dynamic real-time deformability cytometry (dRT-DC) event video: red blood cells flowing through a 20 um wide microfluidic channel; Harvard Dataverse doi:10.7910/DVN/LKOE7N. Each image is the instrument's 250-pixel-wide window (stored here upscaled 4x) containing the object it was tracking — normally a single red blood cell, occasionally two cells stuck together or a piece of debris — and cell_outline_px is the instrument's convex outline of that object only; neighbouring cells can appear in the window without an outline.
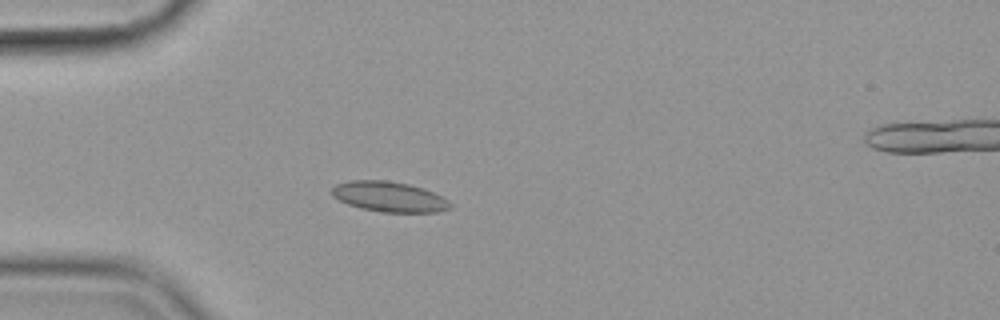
{"species": "common noctule bat (a hibernating species)", "species_latin": "Nyctalus noctula", "temperature_condition": "cold", "stored_images_in_passage": 39, "camera_frame_rate_fps": 3000, "um_per_image_px": 0.085, "animal": {"sex": "female", "body_mass_g": 19.9}, "frame": {"image": 1, "passage_image": 11, "time_ms": 3.333, "image_size_px": [1000, 320], "cell_outline_px": [[452, 208], [440, 212], [384, 212], [360, 208], [348, 204], [332, 196], [332, 188], [336, 184], [348, 180], [388, 180], [408, 184], [424, 188], [448, 200], [452, 204]], "centroid_in_image_um": [33.09, 16.72], "position_along_channel_um": 51.9, "area_um2": 20.92}}
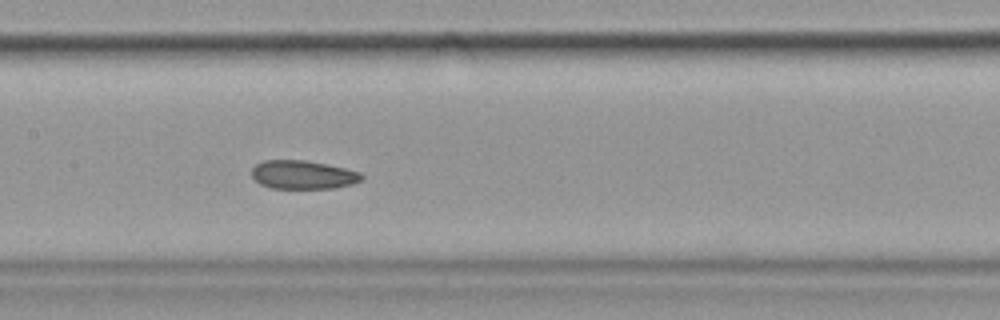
{"frame": {"image": 2, "passage_image": 23, "time_ms": 7.333, "image_size_px": [1000, 320], "cell_outline_px": [[364, 176], [360, 180], [352, 184], [336, 188], [272, 188], [260, 184], [252, 176], [252, 168], [256, 164], [264, 160], [304, 160], [344, 168], [360, 172]], "centroid_in_image_um": [25.74, 14.85], "position_along_channel_um": 181.7, "area_um2": 18.15}}
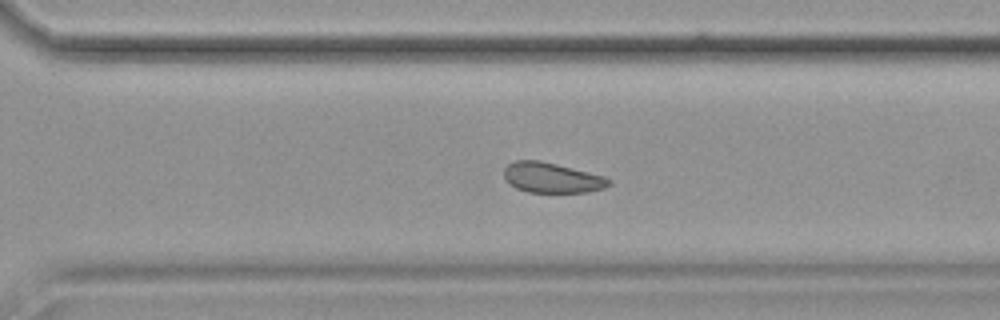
{"frame": {"image": 3, "passage_image": 35, "time_ms": 11.333, "image_size_px": [1000, 320], "cell_outline_px": [[612, 184], [604, 188], [588, 192], [528, 192], [516, 188], [508, 184], [504, 176], [504, 168], [508, 164], [516, 160], [540, 160], [604, 176], [612, 180]], "centroid_in_image_um": [46.9, 15.11], "position_along_channel_um": 323.7, "area_um2": 18.5}, "authors_computed_cell_mechanics": {"area_um2": 19.4208, "velocity_mm_per_s": 3.5519, "shape_relaxation_time_tau1_ms": null, "shape_relaxation_time_tau2_ms": 4.1323, "deformation_change_tau1": null, "deformation_change_tau2": 0.0703}}